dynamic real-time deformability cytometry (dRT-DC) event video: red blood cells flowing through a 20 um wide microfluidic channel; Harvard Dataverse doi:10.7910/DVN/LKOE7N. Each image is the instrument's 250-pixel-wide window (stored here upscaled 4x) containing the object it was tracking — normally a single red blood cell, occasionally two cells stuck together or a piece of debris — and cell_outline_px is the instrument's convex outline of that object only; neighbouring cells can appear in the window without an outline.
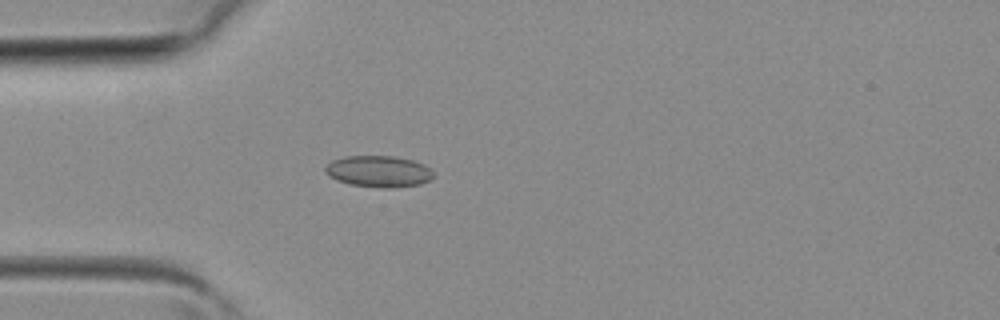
{"species": "common noctule bat (a hibernating species)", "species_latin": "Nyctalus noctula", "temperature_condition": "room temperature", "stored_images_in_passage": 30, "camera_frame_rate_fps": 3000, "um_per_image_px": 0.085, "animal": {"sex": "female", "body_mass_g": 19.3, "forearm_length_mm": 54.1}, "frame": {"image": 1, "passage_image": 1, "time_ms": 0.0, "image_size_px": [1000, 320], "cell_outline_px": [[432, 176], [428, 180], [420, 184], [392, 188], [384, 188], [348, 184], [336, 180], [328, 176], [324, 172], [324, 168], [332, 160], [344, 156], [392, 156], [412, 160], [424, 164], [432, 172]], "centroid_in_image_um": [32.12, 14.57], "position_along_channel_um": 52.9, "area_um2": 19.77}}
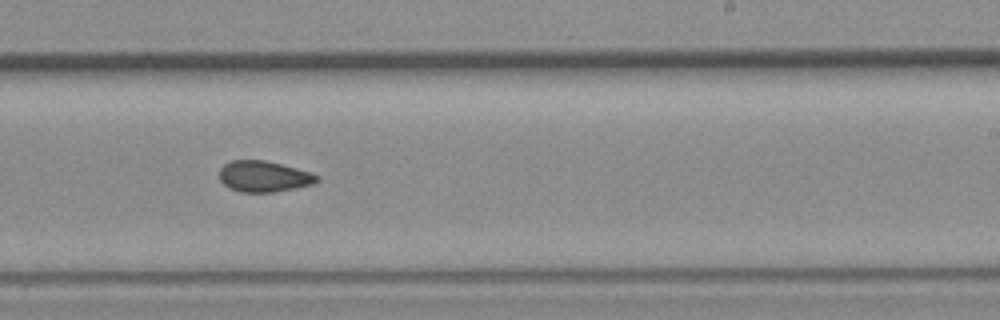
{"frame": {"image": 2, "passage_image": 14, "time_ms": 4.333, "image_size_px": [1000, 320], "cell_outline_px": [[320, 180], [316, 184], [276, 192], [240, 192], [228, 188], [220, 180], [220, 168], [224, 164], [232, 160], [264, 160], [312, 172], [320, 176]], "centroid_in_image_um": [22.47, 15.01], "position_along_channel_um": 266.5, "area_um2": 17.86}}
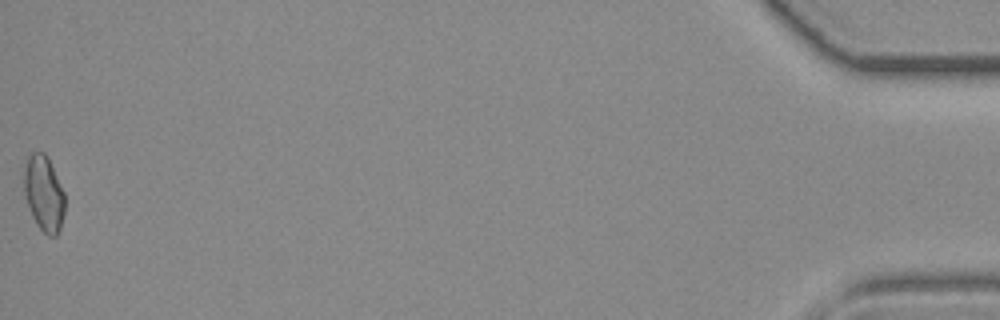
{"frame": {"image": 3, "passage_image": 30, "time_ms": 9.667, "image_size_px": [1000, 320], "cell_outline_px": [[64, 212], [60, 228], [56, 236], [48, 236], [36, 224], [32, 216], [24, 192], [24, 168], [28, 156], [32, 152], [44, 152], [48, 156], [64, 192]], "centroid_in_image_um": [3.73, 16.42], "position_along_channel_um": 431.5, "area_um2": 17.92}}